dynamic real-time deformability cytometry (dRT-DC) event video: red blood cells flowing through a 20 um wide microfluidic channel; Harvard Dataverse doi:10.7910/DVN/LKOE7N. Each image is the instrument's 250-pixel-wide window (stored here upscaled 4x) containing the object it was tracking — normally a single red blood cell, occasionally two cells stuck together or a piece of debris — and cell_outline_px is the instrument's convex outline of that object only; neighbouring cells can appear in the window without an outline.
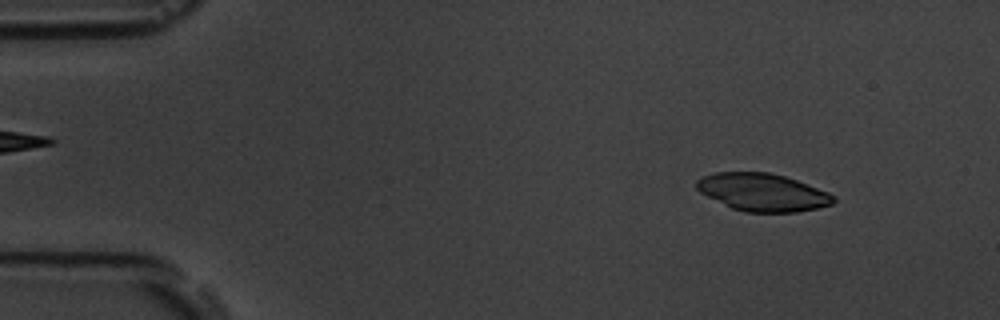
{"species": "common noctule bat (a hibernating species)", "species_latin": "Nyctalus noctula", "temperature_condition": "room temperature", "stored_images_in_passage": 53, "camera_frame_rate_fps": 3000, "um_per_image_px": 0.085, "animal": {"sex": "male", "body_mass_g": 19.5, "forearm_length_mm": 54.6}, "frame": {"image": 1, "passage_image": 6, "time_ms": 1.667, "image_size_px": [1000, 320], "cell_outline_px": [[836, 200], [832, 204], [816, 208], [796, 212], [744, 212], [732, 208], [700, 192], [696, 188], [696, 180], [704, 176], [716, 172], [768, 172], [784, 176], [796, 180], [828, 192], [836, 196]], "centroid_in_image_um": [64.83, 16.34], "position_along_channel_um": 20.2, "area_um2": 29.82}}